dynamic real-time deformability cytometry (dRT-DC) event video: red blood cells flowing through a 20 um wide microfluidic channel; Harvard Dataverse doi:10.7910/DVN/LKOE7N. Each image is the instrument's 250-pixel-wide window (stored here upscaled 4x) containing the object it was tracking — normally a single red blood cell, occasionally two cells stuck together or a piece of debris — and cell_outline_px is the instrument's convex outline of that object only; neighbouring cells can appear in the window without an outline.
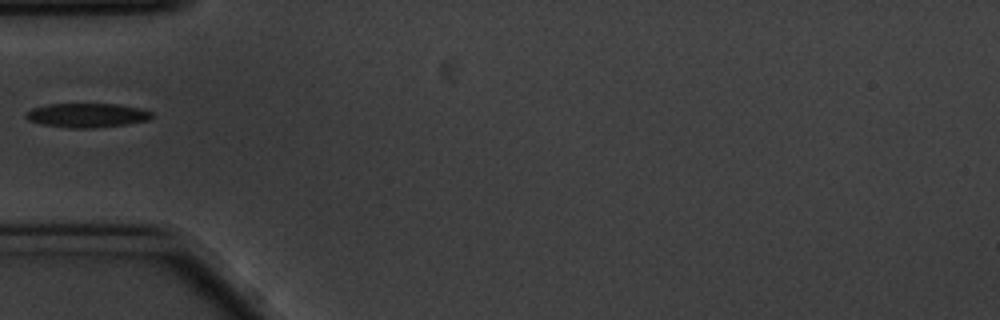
{"species": "common noctule bat (a hibernating species)", "species_latin": "Nyctalus noctula", "temperature_condition": "cold", "stored_images_in_passage": 13, "camera_frame_rate_fps": 3000, "um_per_image_px": 0.085, "animal": {"sex": "male", "body_mass_g": 20.1, "forearm_length_mm": 53.5}, "frame": {"image": 1, "passage_image": 1, "time_ms": 0.0, "image_size_px": [1000, 320], "cell_outline_px": [[152, 116], [148, 120], [128, 124], [96, 128], [68, 128], [44, 124], [28, 120], [24, 116], [32, 108], [48, 104], [120, 104], [140, 108], [152, 112]], "centroid_in_image_um": [7.42, 9.8], "position_along_channel_um": 77.6, "area_um2": 17.74}}